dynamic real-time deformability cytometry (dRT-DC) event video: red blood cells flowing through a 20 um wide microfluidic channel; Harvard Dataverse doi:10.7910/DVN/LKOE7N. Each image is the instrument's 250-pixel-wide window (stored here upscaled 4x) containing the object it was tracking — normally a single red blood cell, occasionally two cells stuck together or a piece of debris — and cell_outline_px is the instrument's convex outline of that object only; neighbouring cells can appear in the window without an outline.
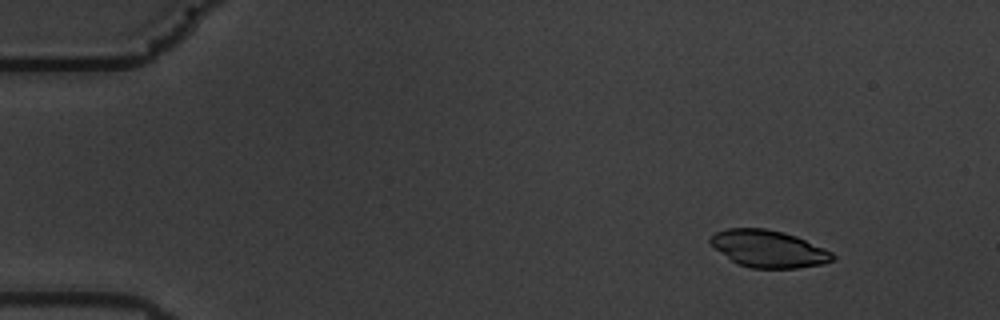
{"species": "common noctule bat (a hibernating species)", "species_latin": "Nyctalus noctula", "temperature_condition": "warm", "stored_images_in_passage": 52, "camera_frame_rate_fps": 3000, "um_per_image_px": 0.085, "animal": {"sex": "male", "body_mass_g": 19.5, "forearm_length_mm": 54.6}, "frame": {"image": 1, "passage_image": 1, "time_ms": 0.0, "image_size_px": [1000, 320], "cell_outline_px": [[836, 256], [832, 260], [820, 264], [796, 268], [752, 268], [740, 264], [732, 260], [716, 248], [708, 240], [708, 236], [716, 232], [728, 228], [764, 228], [784, 232], [796, 236], [824, 248], [832, 252]], "centroid_in_image_um": [65.32, 21.13], "position_along_channel_um": 19.7, "area_um2": 26.13}}
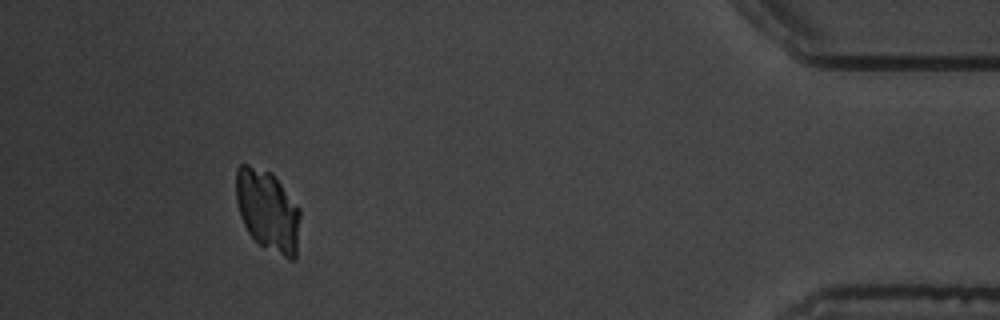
{"frame": {"image": 2, "passage_image": 48, "time_ms": 15.667, "image_size_px": [1000, 320], "cell_outline_px": [[300, 216], [296, 260], [288, 260], [260, 244], [248, 232], [240, 216], [236, 200], [236, 168], [240, 164], [248, 164], [272, 172], [276, 176], [300, 208]], "centroid_in_image_um": [22.77, 17.88], "position_along_channel_um": 412.4, "area_um2": 30.75}}